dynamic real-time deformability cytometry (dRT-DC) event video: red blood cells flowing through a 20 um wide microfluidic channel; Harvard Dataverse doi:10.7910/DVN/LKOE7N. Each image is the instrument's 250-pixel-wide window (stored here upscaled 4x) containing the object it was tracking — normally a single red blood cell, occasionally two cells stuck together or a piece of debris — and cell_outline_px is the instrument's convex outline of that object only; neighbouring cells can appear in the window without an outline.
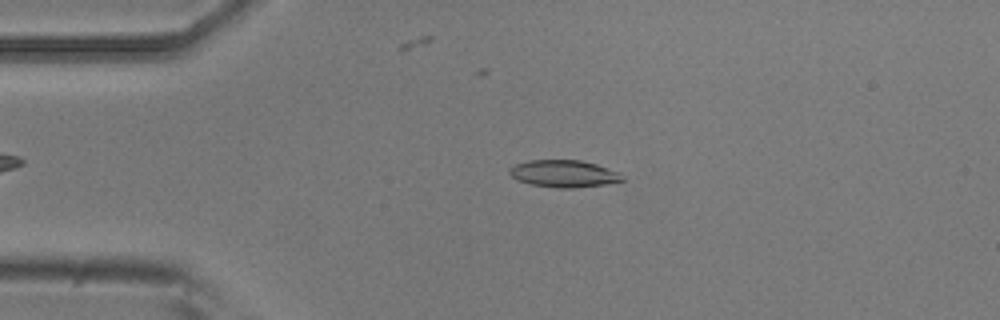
{"species": "common noctule bat (a hibernating species)", "species_latin": "Nyctalus noctula", "temperature_condition": "room temperature", "stored_images_in_passage": 3, "camera_frame_rate_fps": 3000, "um_per_image_px": 0.085, "animal": {"sex": "male", "body_mass_g": 20.5, "forearm_length_mm": 52.5}, "frame": {"image": 1, "passage_image": 2, "time_ms": 0.333, "image_size_px": [1000, 320], "cell_outline_px": [[624, 180], [604, 184], [576, 188], [556, 188], [532, 184], [520, 180], [512, 176], [508, 172], [508, 168], [516, 164], [532, 160], [580, 160], [596, 164], [620, 172], [624, 176]], "centroid_in_image_um": [47.95, 14.76], "position_along_channel_um": 37.0, "area_um2": 17.74}}